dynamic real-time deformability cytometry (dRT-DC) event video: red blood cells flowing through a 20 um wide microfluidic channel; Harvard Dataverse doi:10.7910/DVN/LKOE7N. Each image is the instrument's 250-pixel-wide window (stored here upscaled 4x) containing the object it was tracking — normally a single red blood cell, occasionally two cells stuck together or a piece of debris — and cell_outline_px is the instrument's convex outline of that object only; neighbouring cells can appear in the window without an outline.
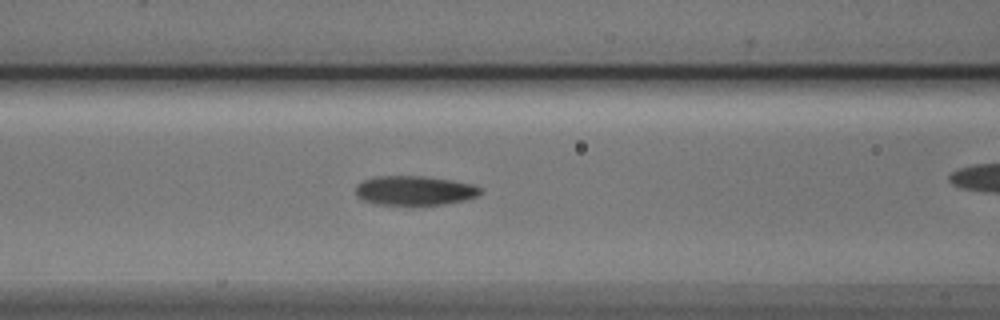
{"species": "Egyptian fruit bat (a non-hibernating species)", "species_latin": "Rousettus aegyptiacus", "temperature_condition": "cold", "stored_images_in_passage": 24, "camera_frame_rate_fps": 3000, "um_per_image_px": 0.085, "animal": {"sex": "male"}, "frame": {"image": 1, "passage_image": 3, "time_ms": 0.667, "image_size_px": [1000, 320], "cell_outline_px": [[480, 192], [476, 196], [468, 200], [444, 204], [376, 204], [360, 200], [356, 196], [356, 184], [364, 180], [376, 176], [424, 176], [452, 180], [472, 184], [480, 188]], "centroid_in_image_um": [35.2, 16.19], "position_along_channel_um": 131.4, "area_um2": 21.33}}
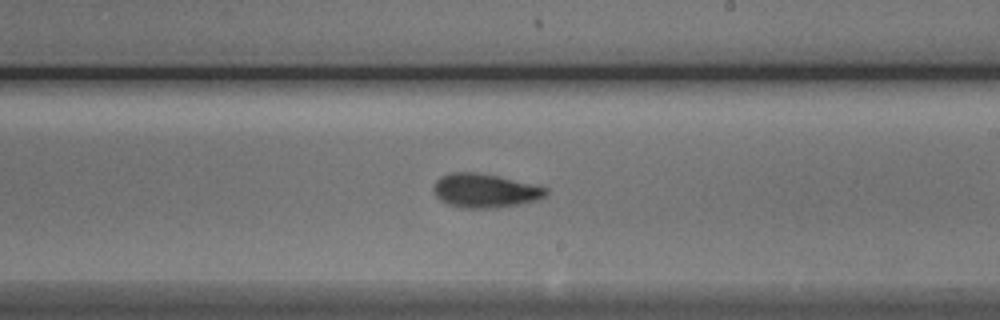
{"frame": {"image": 2, "passage_image": 12, "time_ms": 3.667, "image_size_px": [1000, 320], "cell_outline_px": [[548, 192], [544, 196], [536, 200], [520, 204], [496, 208], [460, 208], [448, 204], [440, 200], [436, 196], [432, 188], [436, 180], [440, 176], [452, 172], [476, 172], [496, 176], [548, 188]], "centroid_in_image_um": [41.17, 16.21], "position_along_channel_um": 247.8, "area_um2": 22.14}}
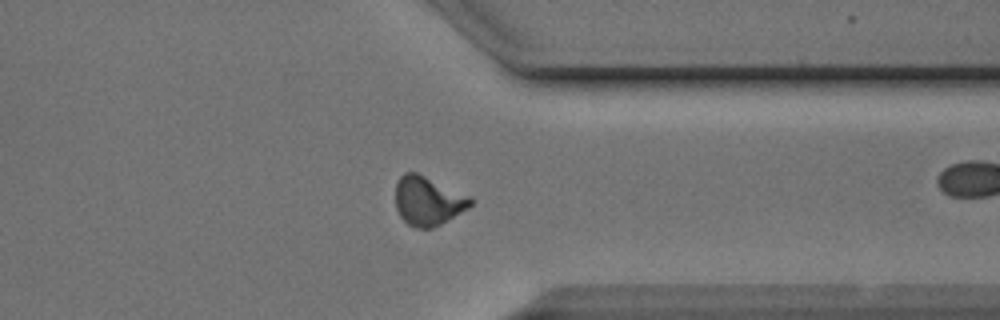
{"frame": {"image": 3, "passage_image": 22, "time_ms": 7.0, "image_size_px": [1000, 320], "cell_outline_px": [[472, 204], [468, 208], [440, 224], [432, 228], [416, 228], [408, 224], [400, 216], [396, 208], [396, 184], [400, 176], [404, 172], [416, 172], [468, 196], [472, 200]], "centroid_in_image_um": [36.33, 17.08], "position_along_channel_um": 375.1, "area_um2": 20.98}}